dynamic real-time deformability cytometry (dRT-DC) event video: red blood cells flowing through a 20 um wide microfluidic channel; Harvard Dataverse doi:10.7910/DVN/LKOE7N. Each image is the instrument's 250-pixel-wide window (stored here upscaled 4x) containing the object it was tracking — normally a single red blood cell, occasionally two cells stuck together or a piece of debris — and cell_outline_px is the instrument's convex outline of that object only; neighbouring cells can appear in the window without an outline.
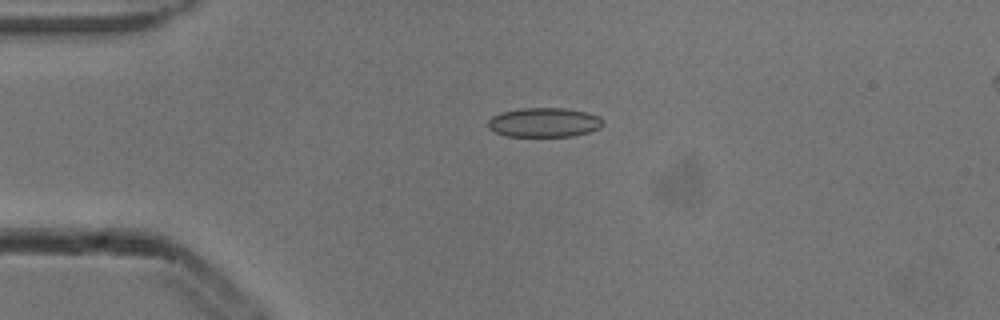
{"species": "common noctule bat (a hibernating species)", "species_latin": "Nyctalus noctula", "temperature_condition": "cold", "stored_images_in_passage": 4, "segment_of_instrument_passage": [1, 2], "camera_frame_rate_fps": 3000, "um_per_image_px": 0.085, "animal": {"sex": "male", "body_mass_g": 13.3}, "frame": {"image": 1, "passage_image": 2, "time_ms": 0.333, "image_size_px": [1000, 320], "cell_outline_px": [[604, 124], [600, 128], [588, 132], [572, 136], [504, 136], [488, 128], [488, 120], [492, 116], [500, 112], [520, 108], [564, 108], [584, 112], [600, 116], [604, 120]], "centroid_in_image_um": [46.24, 10.4], "position_along_channel_um": 38.8, "area_um2": 19.77}}